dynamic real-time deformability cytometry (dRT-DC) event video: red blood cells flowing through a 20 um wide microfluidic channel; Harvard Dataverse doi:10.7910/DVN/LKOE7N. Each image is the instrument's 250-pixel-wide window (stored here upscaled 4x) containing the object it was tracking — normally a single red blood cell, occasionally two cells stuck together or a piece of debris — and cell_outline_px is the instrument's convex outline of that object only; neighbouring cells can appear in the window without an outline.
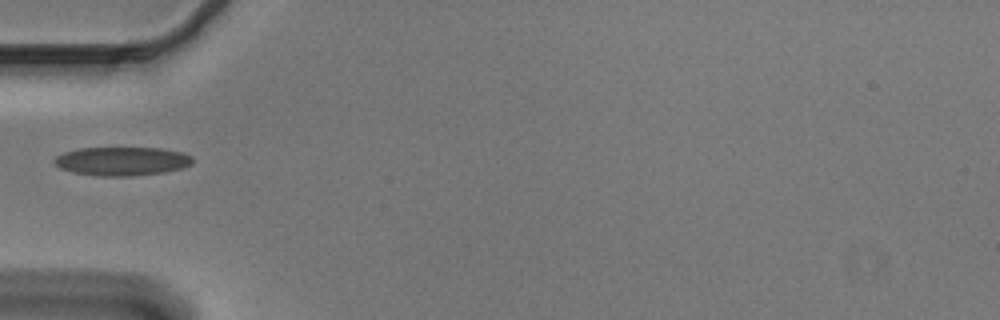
{"species": "Egyptian fruit bat (a non-hibernating species)", "species_latin": "Rousettus aegyptiacus", "temperature_condition": "cold", "stored_images_in_passage": 37, "camera_frame_rate_fps": 3000, "um_per_image_px": 0.085, "animal": {"sex": "male"}, "frame": {"image": 1, "passage_image": 1, "time_ms": 0.0, "image_size_px": [1000, 320], "cell_outline_px": [[192, 164], [184, 168], [164, 172], [132, 176], [96, 176], [72, 172], [60, 168], [52, 160], [56, 156], [64, 152], [80, 148], [160, 148], [184, 152], [192, 156]], "centroid_in_image_um": [10.38, 13.7], "position_along_channel_um": 74.6, "area_um2": 23.29}}
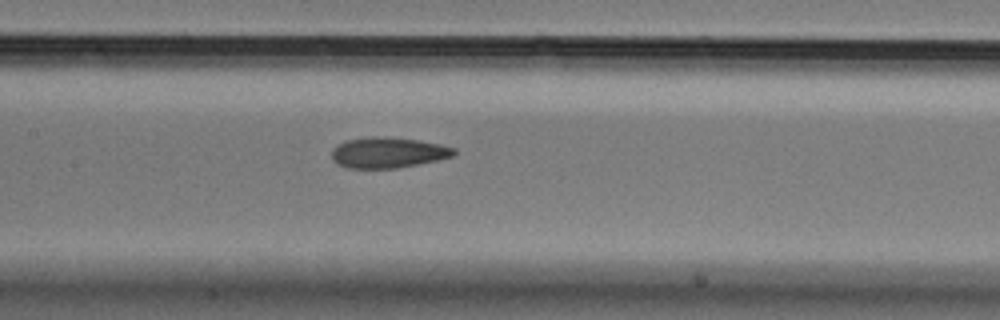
{"frame": {"image": 2, "passage_image": 9, "time_ms": 2.667, "image_size_px": [1000, 320], "cell_outline_px": [[456, 152], [452, 156], [436, 160], [396, 168], [348, 168], [336, 164], [332, 160], [332, 148], [336, 144], [344, 140], [372, 136], [384, 136], [420, 140], [440, 144], [456, 148]], "centroid_in_image_um": [32.93, 12.95], "position_along_channel_um": 174.5, "area_um2": 22.02}}
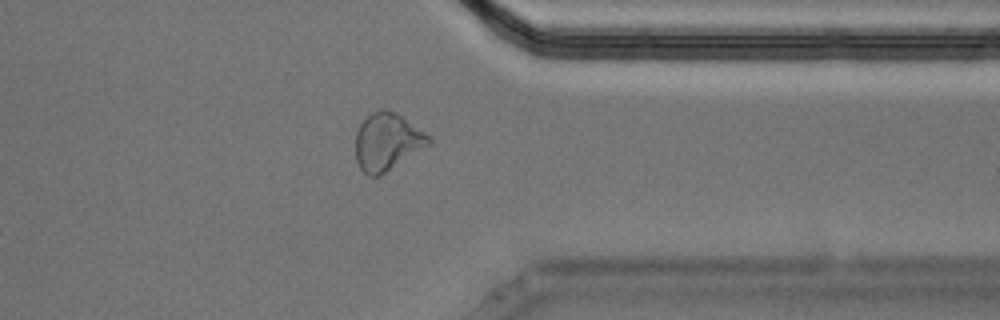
{"frame": {"image": 3, "passage_image": 26, "time_ms": 8.333, "image_size_px": [1000, 320], "cell_outline_px": [[432, 144], [380, 176], [368, 176], [360, 168], [356, 160], [356, 132], [360, 124], [372, 112], [380, 108], [384, 108], [400, 116], [424, 132], [432, 140]], "centroid_in_image_um": [32.91, 12.08], "position_along_channel_um": 378.5, "area_um2": 24.33}}